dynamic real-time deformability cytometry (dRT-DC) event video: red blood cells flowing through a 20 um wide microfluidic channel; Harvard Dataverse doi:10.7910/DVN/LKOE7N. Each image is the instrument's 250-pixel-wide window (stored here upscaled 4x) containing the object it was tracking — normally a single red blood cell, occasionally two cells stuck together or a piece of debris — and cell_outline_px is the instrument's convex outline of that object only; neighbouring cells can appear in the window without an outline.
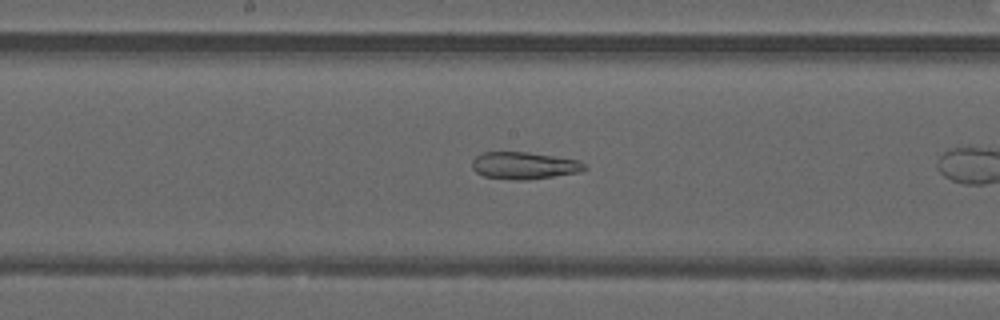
{"species": "common noctule bat (a hibernating species)", "species_latin": "Nyctalus noctula", "temperature_condition": "warm", "stored_images_in_passage": 14, "camera_frame_rate_fps": 3000, "um_per_image_px": 0.085, "animal": {"sex": "male", "forearm_length_mm": 52.5}, "frame": {"image": 1, "passage_image": 12, "time_ms": 3.667, "image_size_px": [1000, 320], "cell_outline_px": [[588, 168], [580, 172], [528, 180], [516, 180], [484, 176], [476, 172], [472, 168], [472, 160], [476, 156], [484, 152], [528, 152], [580, 160]], "centroid_in_image_um": [44.57, 14.07], "position_along_channel_um": 203.6, "area_um2": 17.8}}